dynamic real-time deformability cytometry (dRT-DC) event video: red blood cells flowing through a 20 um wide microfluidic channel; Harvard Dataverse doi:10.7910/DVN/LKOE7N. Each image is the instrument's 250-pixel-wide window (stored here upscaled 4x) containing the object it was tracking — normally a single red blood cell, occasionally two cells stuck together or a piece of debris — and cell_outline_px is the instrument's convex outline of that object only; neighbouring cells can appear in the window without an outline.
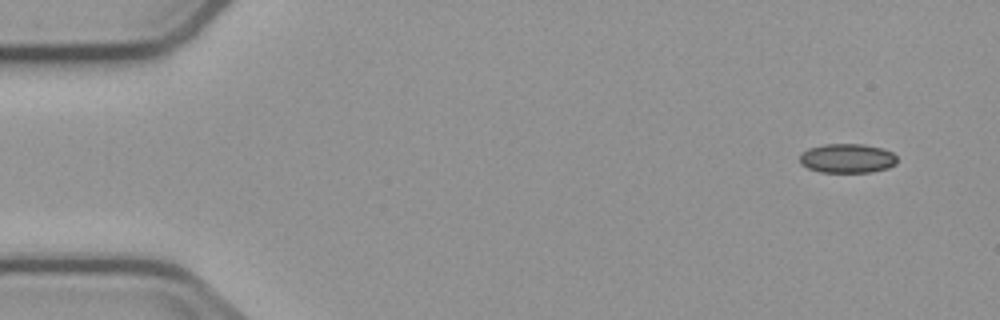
{"species": "common noctule bat (a hibernating species)", "species_latin": "Nyctalus noctula", "temperature_condition": "cold", "stored_images_in_passage": 7, "camera_frame_rate_fps": 3000, "um_per_image_px": 0.085, "animal": {"sex": "male", "body_mass_g": 23.1, "forearm_length_mm": 52.7}, "frame": {"image": 1, "passage_image": 1, "time_ms": 0.0, "image_size_px": [1000, 320], "cell_outline_px": [[896, 164], [888, 168], [872, 172], [820, 172], [808, 168], [800, 164], [800, 152], [808, 148], [824, 144], [864, 144], [880, 148], [892, 152], [896, 156]], "centroid_in_image_um": [71.99, 13.46], "position_along_channel_um": 13.0, "area_um2": 16.7}}
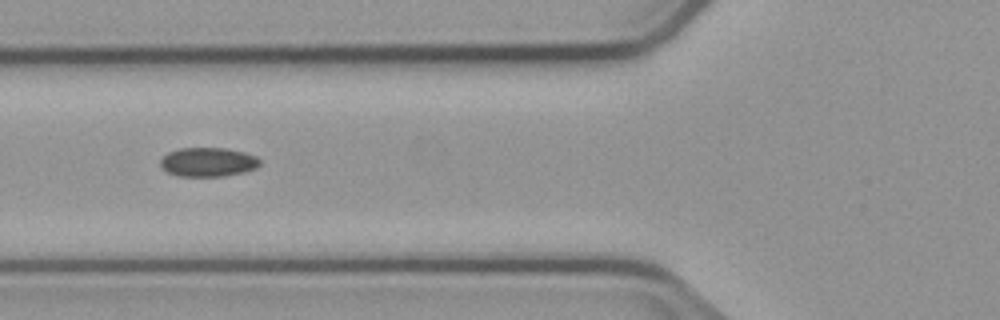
{"frame": {"image": 2, "passage_image": 6, "time_ms": 5.667, "image_size_px": [1000, 320], "cell_outline_px": [[260, 164], [256, 168], [244, 172], [224, 176], [180, 176], [168, 172], [160, 164], [160, 160], [168, 152], [180, 148], [224, 148], [244, 152], [256, 156], [260, 160]], "centroid_in_image_um": [17.7, 13.77], "position_along_channel_um": 108.1, "area_um2": 16.76}}
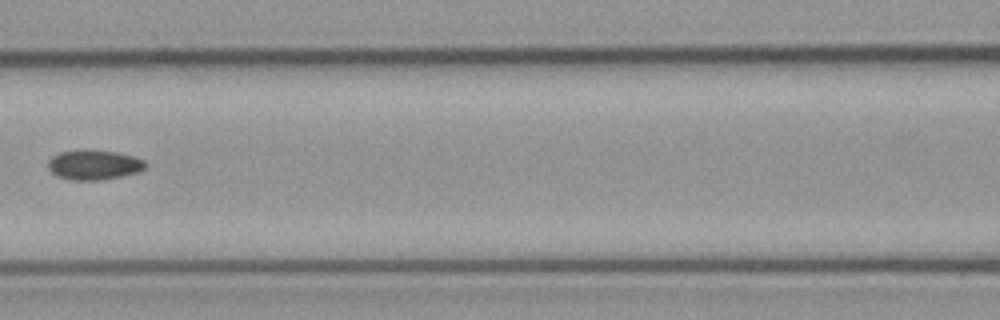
{"frame": {"image": 3, "passage_image": 7, "time_ms": 7.0, "image_size_px": [1000, 320], "cell_outline_px": [[148, 164], [144, 168], [136, 172], [120, 176], [100, 180], [68, 180], [56, 176], [48, 168], [48, 160], [52, 156], [60, 152], [84, 148], [88, 148], [116, 152], [136, 156], [144, 160]], "centroid_in_image_um": [7.96, 13.98], "position_along_channel_um": 158.6, "area_um2": 17.28}}